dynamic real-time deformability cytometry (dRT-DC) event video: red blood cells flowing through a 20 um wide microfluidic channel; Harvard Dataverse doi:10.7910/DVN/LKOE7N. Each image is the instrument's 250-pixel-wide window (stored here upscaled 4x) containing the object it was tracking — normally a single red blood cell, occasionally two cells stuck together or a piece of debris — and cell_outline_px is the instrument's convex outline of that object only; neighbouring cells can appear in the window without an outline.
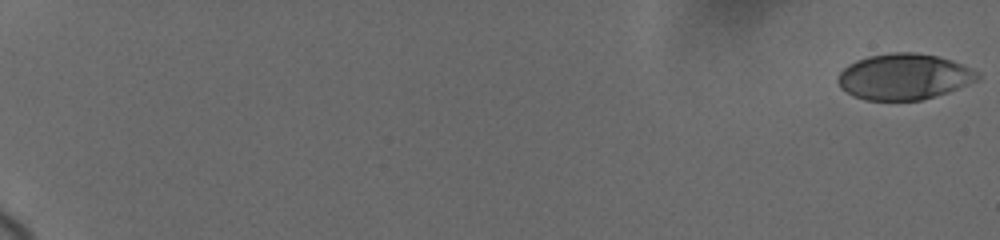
{"species": "human", "species_latin": "Homo sapiens", "temperature_condition": "cold", "stored_images_in_passage": 55, "camera_frame_rate_fps": 3000, "um_per_image_px": 0.085, "donor": {"sex": "female"}, "frame": {"image": 1, "passage_image": 1, "time_ms": 0.0, "image_size_px": [1000, 240], "cell_outline_px": [[980, 80], [948, 92], [920, 100], [864, 100], [852, 96], [840, 88], [836, 80], [840, 72], [848, 64], [856, 60], [868, 56], [892, 52], [912, 52], [936, 56], [952, 60], [980, 72]], "centroid_in_image_um": [76.83, 6.52], "position_along_channel_um": 8.2, "area_um2": 37.63}}
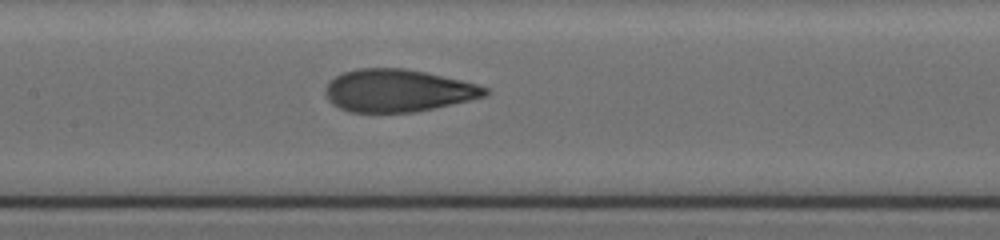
{"frame": {"image": 2, "passage_image": 28, "time_ms": 10.667, "image_size_px": [1000, 240], "cell_outline_px": [[492, 92], [488, 96], [432, 108], [412, 112], [348, 112], [332, 104], [328, 100], [324, 92], [328, 84], [336, 76], [344, 72], [356, 68], [404, 68], [424, 72], [460, 80], [476, 84], [488, 88]], "centroid_in_image_um": [33.82, 7.7], "position_along_channel_um": 173.6, "area_um2": 39.36}}
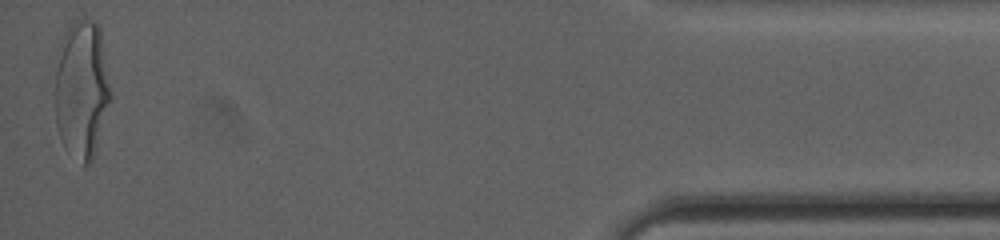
{"frame": {"image": 3, "passage_image": 54, "time_ms": 19.333, "image_size_px": [1000, 240], "cell_outline_px": [[108, 100], [92, 160], [88, 164], [84, 164], [60, 136], [56, 124], [56, 52], [64, 32], [72, 20], [92, 20], [100, 28], [108, 84]], "centroid_in_image_um": [6.89, 7.45], "position_along_channel_um": 428.3, "area_um2": 42.77}, "authors_computed_cell_mechanics": {"area_um2": 38.9572, "velocity_mm_per_s": 3.6855, "shape_relaxation_time_tau1_ms": 4.582, "shape_relaxation_time_tau2_ms": 0.8992, "deformation_change_tau1": 0.1991, "deformation_change_tau2": 0.0796}}